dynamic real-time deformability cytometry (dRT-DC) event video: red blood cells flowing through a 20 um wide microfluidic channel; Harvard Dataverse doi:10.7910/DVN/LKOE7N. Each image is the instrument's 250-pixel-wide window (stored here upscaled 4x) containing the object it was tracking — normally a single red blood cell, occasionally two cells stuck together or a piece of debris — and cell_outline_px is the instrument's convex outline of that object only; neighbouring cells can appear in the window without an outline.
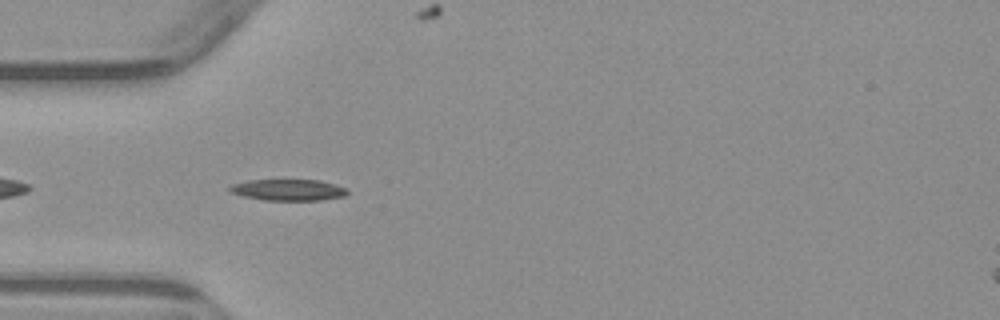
{"species": "common noctule bat (a hibernating species)", "species_latin": "Nyctalus noctula", "temperature_condition": "warm", "stored_images_in_passage": 7, "camera_frame_rate_fps": 3000, "um_per_image_px": 0.085, "animal": {"sex": "male", "body_mass_g": 23.1, "forearm_length_mm": 52.7}, "frame": {"image": 1, "passage_image": 5, "time_ms": 4.667, "image_size_px": [1000, 320], "cell_outline_px": [[348, 192], [344, 196], [320, 200], [264, 200], [244, 196], [228, 192], [228, 188], [232, 184], [248, 180], [320, 180], [344, 188]], "centroid_in_image_um": [24.44, 16.14], "position_along_channel_um": 60.6, "area_um2": 14.45}}
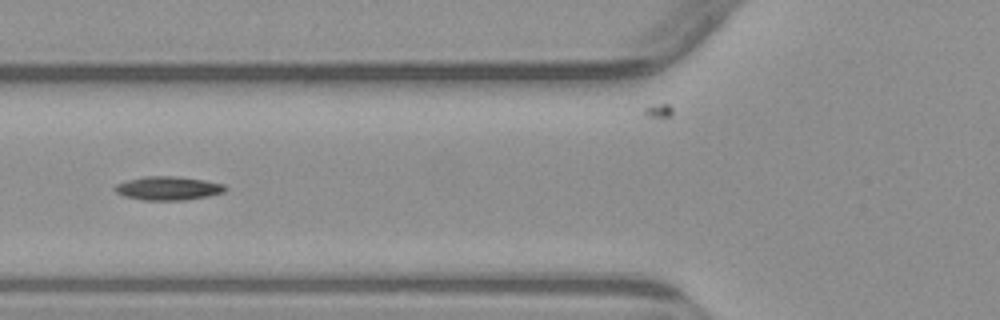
{"frame": {"image": 2, "passage_image": 6, "time_ms": 6.0, "image_size_px": [1000, 320], "cell_outline_px": [[228, 188], [224, 192], [208, 196], [184, 200], [144, 200], [124, 196], [116, 192], [112, 188], [116, 184], [128, 180], [144, 176], [176, 176], [204, 180], [224, 184]], "centroid_in_image_um": [14.29, 16.0], "position_along_channel_um": 111.5, "area_um2": 15.26}}